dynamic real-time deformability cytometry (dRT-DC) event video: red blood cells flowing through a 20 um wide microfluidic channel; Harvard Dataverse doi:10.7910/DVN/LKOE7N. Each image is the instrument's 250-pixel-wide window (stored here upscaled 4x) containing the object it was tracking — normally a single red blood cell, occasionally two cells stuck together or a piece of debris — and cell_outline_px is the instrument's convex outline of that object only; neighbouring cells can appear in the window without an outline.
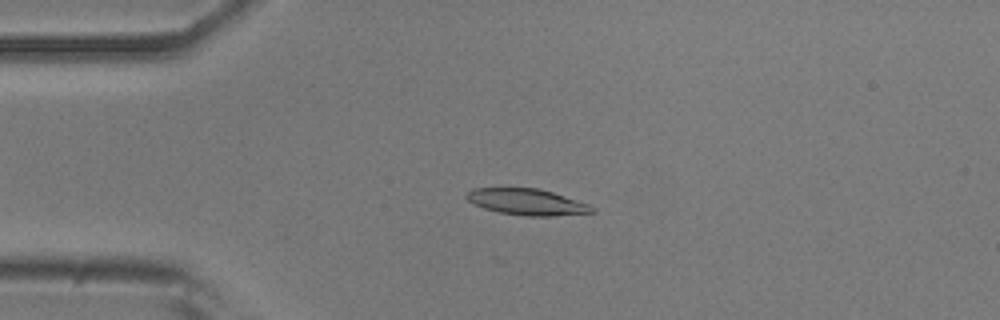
{"species": "common noctule bat (a hibernating species)", "species_latin": "Nyctalus noctula", "temperature_condition": "room temperature", "stored_images_in_passage": 45, "camera_frame_rate_fps": 3000, "um_per_image_px": 0.085, "animal": {"sex": "male", "body_mass_g": 20.5, "forearm_length_mm": 52.5}, "frame": {"image": 1, "passage_image": 9, "time_ms": 2.667, "image_size_px": [1000, 320], "cell_outline_px": [[596, 212], [552, 216], [524, 216], [496, 212], [484, 208], [468, 200], [464, 196], [472, 188], [536, 188], [552, 192], [588, 204], [596, 208]], "centroid_in_image_um": [44.79, 17.17], "position_along_channel_um": 40.2, "area_um2": 19.13}}
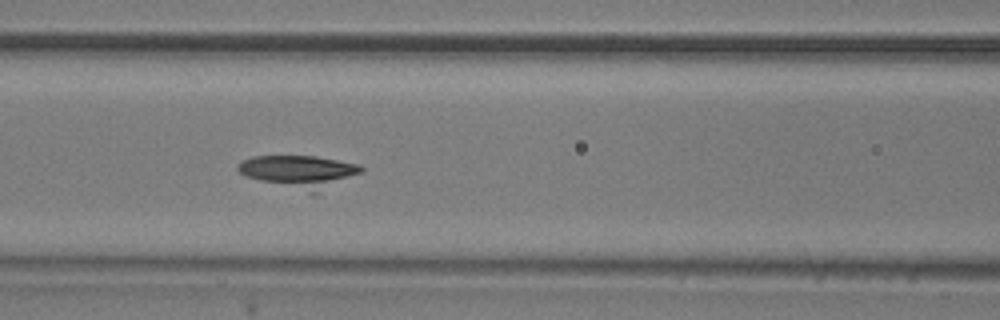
{"frame": {"image": 2, "passage_image": 19, "time_ms": 6.0, "image_size_px": [1000, 320], "cell_outline_px": [[364, 172], [316, 192], [312, 192], [260, 180], [248, 176], [240, 172], [236, 168], [236, 164], [252, 156], [316, 156], [360, 164], [364, 168]], "centroid_in_image_um": [25.46, 14.54], "position_along_channel_um": 141.1, "area_um2": 22.66}}
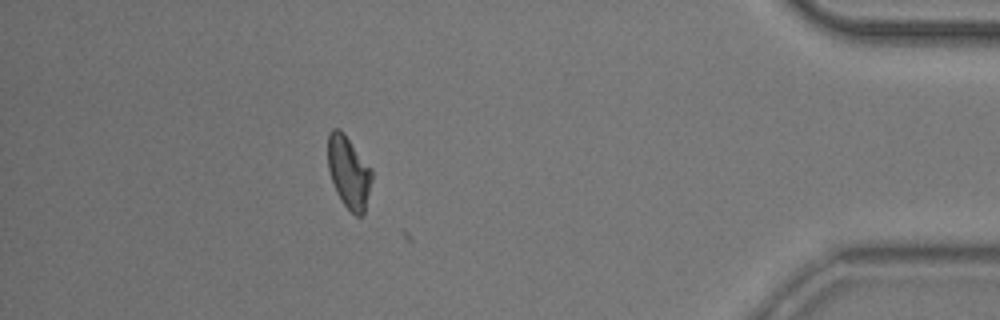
{"frame": {"image": 3, "passage_image": 44, "time_ms": 14.333, "image_size_px": [1000, 320], "cell_outline_px": [[372, 180], [364, 216], [356, 216], [340, 200], [336, 192], [328, 168], [328, 132], [332, 128], [340, 128], [344, 132], [372, 168]], "centroid_in_image_um": [29.65, 14.62], "position_along_channel_um": 405.5, "area_um2": 18.79}}